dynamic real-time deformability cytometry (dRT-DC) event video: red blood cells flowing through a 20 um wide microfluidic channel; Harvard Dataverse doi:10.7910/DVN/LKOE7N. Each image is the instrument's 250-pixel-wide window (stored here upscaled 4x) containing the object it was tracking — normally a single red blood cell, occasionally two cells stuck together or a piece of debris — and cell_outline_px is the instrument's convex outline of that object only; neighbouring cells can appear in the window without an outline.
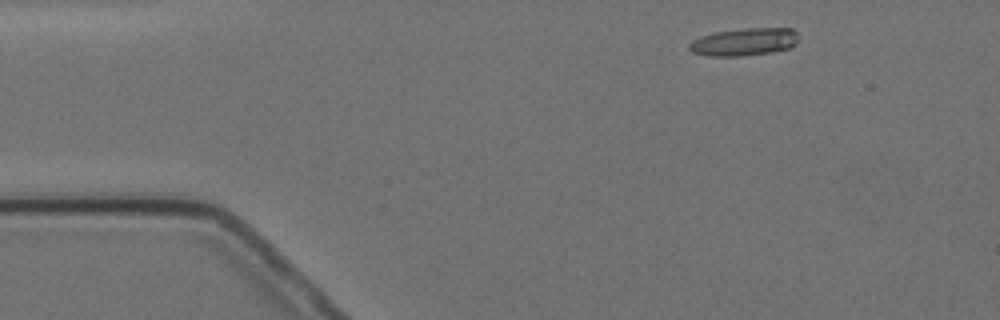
{"species": "Egyptian fruit bat (a non-hibernating species)", "species_latin": "Rousettus aegyptiacus", "temperature_condition": "cold", "stored_images_in_passage": 6, "camera_frame_rate_fps": 3000, "um_per_image_px": 0.085, "animal": {"sex": "female"}, "frame": {"image": 1, "passage_image": 1, "time_ms": 0.0, "image_size_px": [1000, 320], "cell_outline_px": [[796, 44], [792, 48], [772, 52], [740, 56], [708, 56], [692, 52], [688, 48], [688, 44], [692, 40], [700, 36], [716, 32], [744, 28], [792, 28], [796, 32]], "centroid_in_image_um": [63.24, 3.56], "position_along_channel_um": 21.8, "area_um2": 17.69}}
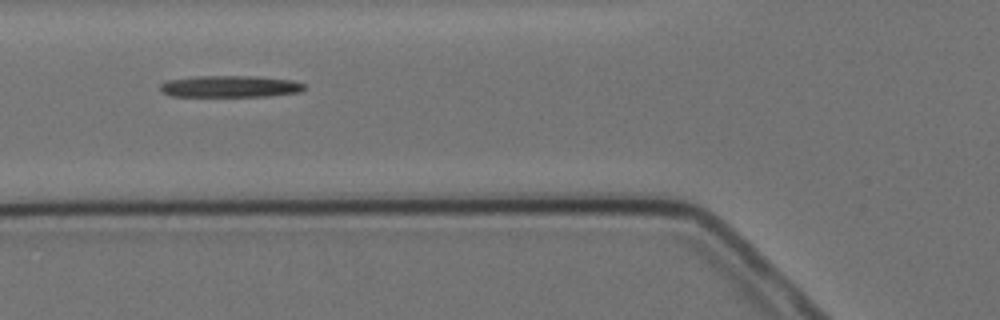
{"frame": {"image": 2, "passage_image": 5, "time_ms": 4.333, "image_size_px": [1000, 320], "cell_outline_px": [[304, 88], [300, 92], [268, 96], [172, 96], [160, 92], [160, 84], [168, 80], [196, 76], [252, 76], [292, 80], [304, 84]], "centroid_in_image_um": [19.52, 7.35], "position_along_channel_um": 106.3, "area_um2": 18.15}}
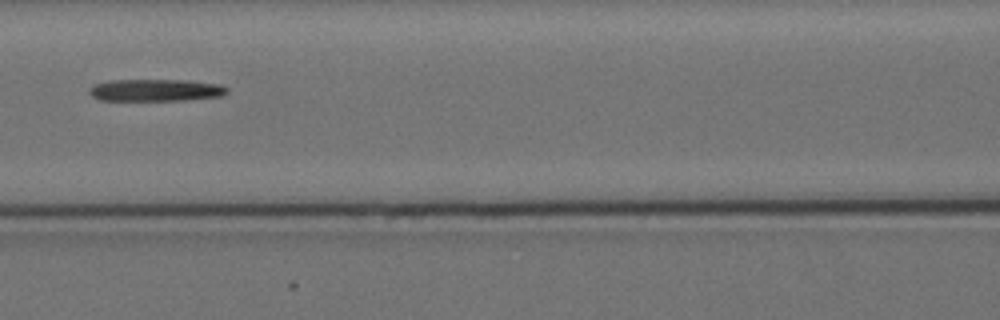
{"frame": {"image": 3, "passage_image": 6, "time_ms": 5.667, "image_size_px": [1000, 320], "cell_outline_px": [[228, 92], [224, 96], [188, 100], [100, 100], [92, 96], [88, 92], [96, 84], [112, 80], [184, 80], [220, 84], [228, 88]], "centroid_in_image_um": [13.31, 7.67], "position_along_channel_um": 153.3, "area_um2": 17.69}}